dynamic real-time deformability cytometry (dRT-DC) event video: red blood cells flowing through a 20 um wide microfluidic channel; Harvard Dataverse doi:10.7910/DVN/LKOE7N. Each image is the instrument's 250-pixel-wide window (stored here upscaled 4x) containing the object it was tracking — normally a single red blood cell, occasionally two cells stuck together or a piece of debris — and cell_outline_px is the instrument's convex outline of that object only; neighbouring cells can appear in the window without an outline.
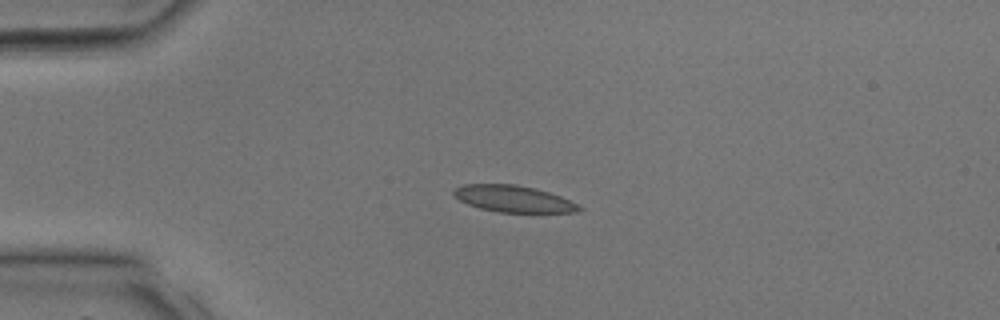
{"species": "common noctule bat (a hibernating species)", "species_latin": "Nyctalus noctula", "temperature_condition": "room temperature", "stored_images_in_passage": 3, "camera_frame_rate_fps": 3000, "um_per_image_px": 0.085, "animal": {"sex": "male", "body_mass_g": 17.9, "forearm_length_mm": 54.2}, "frame": {"image": 1, "passage_image": 3, "time_ms": 0.667, "image_size_px": [1000, 320], "cell_outline_px": [[584, 208], [576, 212], [500, 212], [480, 208], [468, 204], [460, 200], [452, 192], [460, 184], [516, 184], [536, 188], [560, 196]], "centroid_in_image_um": [43.62, 16.89], "position_along_channel_um": 41.4, "area_um2": 19.25}}